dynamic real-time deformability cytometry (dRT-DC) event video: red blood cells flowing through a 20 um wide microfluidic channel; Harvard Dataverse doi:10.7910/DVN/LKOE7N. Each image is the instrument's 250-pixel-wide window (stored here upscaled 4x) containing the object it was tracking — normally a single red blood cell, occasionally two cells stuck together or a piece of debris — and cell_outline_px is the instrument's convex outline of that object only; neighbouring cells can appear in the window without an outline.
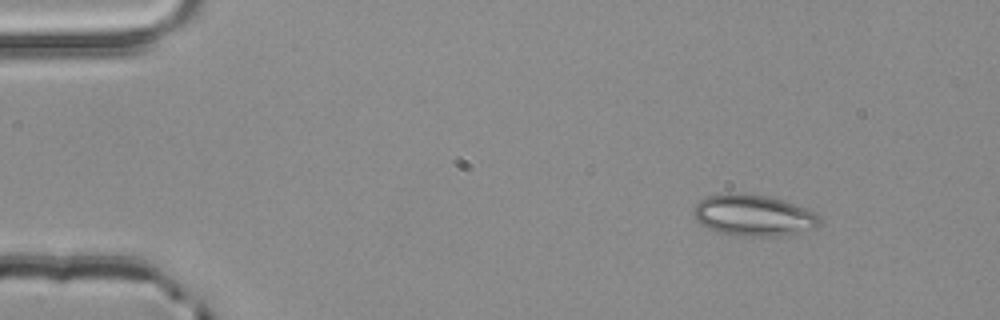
{"species": "common noctule bat (a hibernating species)", "species_latin": "Nyctalus noctula", "temperature_condition": "room temperature", "stored_images_in_passage": 3, "camera_frame_rate_fps": 3000, "um_per_image_px": 0.085, "animal": {"sex": "male", "body_mass_g": 20.4}, "frame": {"image": 1, "passage_image": 1, "time_ms": 0.0, "image_size_px": [1000, 320], "cell_outline_px": [[824, 224], [816, 228], [776, 236], [748, 236], [720, 232], [708, 228], [700, 224], [696, 220], [692, 212], [692, 208], [700, 200], [708, 196], [728, 192], [744, 192], [764, 196], [780, 200], [816, 212], [820, 216]], "centroid_in_image_um": [64.04, 18.29], "position_along_channel_um": 21.0, "area_um2": 30.35}}